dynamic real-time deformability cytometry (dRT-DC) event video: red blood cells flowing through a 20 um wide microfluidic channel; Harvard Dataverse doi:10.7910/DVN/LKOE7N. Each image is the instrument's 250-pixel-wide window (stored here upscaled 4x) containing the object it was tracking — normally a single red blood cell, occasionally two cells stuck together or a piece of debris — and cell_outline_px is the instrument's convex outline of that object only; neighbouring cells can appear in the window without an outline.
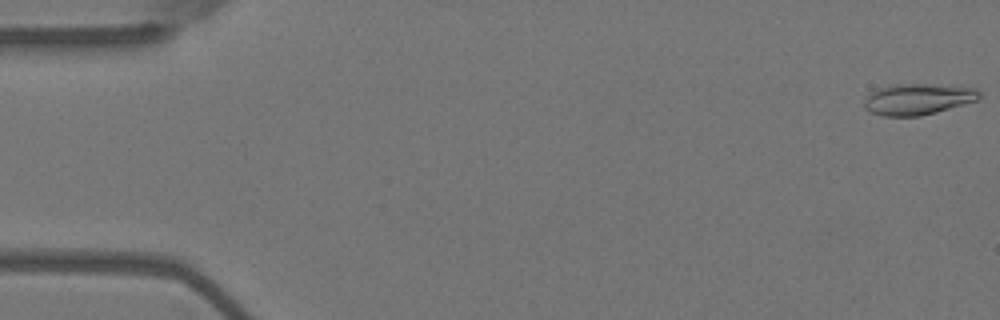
{"species": "Egyptian fruit bat (a non-hibernating species)", "species_latin": "Rousettus aegyptiacus", "temperature_condition": "warm", "stored_images_in_passage": 10, "camera_frame_rate_fps": 3000, "um_per_image_px": 0.085, "animal": {"sex": "female"}, "frame": {"image": 1, "passage_image": 1, "time_ms": 0.0, "image_size_px": [1000, 320], "cell_outline_px": [[980, 96], [976, 100], [964, 104], [936, 112], [920, 116], [884, 116], [872, 112], [864, 108], [864, 100], [876, 88], [896, 84], [932, 84], [976, 88], [980, 92]], "centroid_in_image_um": [78.0, 8.42], "position_along_channel_um": 7.0, "area_um2": 20.75}}